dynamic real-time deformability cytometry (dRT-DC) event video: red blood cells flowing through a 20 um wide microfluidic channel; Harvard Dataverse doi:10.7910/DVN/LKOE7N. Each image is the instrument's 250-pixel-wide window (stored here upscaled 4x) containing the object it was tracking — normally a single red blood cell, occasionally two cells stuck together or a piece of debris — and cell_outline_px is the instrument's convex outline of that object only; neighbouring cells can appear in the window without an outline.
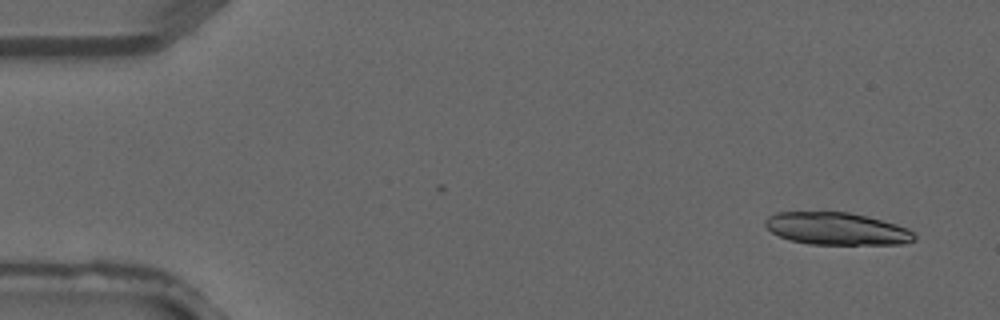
{"species": "common noctule bat (a hibernating species)", "species_latin": "Nyctalus noctula", "temperature_condition": "warm", "stored_images_in_passage": 3, "camera_frame_rate_fps": 3000, "um_per_image_px": 0.085, "animal": {"sex": "male", "forearm_length_mm": 52.5}, "frame": {"image": 1, "passage_image": 1, "time_ms": 0.0, "image_size_px": [1000, 320], "cell_outline_px": [[916, 240], [900, 244], [808, 244], [792, 240], [780, 236], [772, 232], [764, 224], [764, 220], [768, 216], [776, 212], [848, 212], [868, 216], [896, 224], [908, 228], [916, 236]], "centroid_in_image_um": [71.13, 19.43], "position_along_channel_um": 13.9, "area_um2": 28.09}}